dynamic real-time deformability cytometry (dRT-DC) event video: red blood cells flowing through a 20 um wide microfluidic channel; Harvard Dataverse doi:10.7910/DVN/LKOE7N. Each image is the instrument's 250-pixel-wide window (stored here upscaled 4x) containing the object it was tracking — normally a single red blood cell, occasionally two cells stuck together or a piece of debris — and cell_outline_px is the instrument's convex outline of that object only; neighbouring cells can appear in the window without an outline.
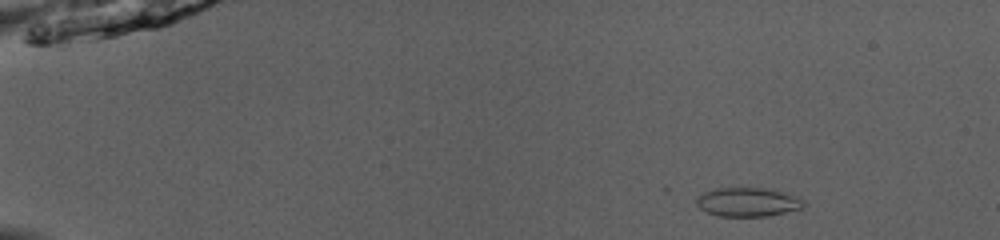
{"species": "common noctule bat (a hibernating species)", "species_latin": "Nyctalus noctula", "temperature_condition": "room temperature", "stored_images_in_passage": 37, "camera_frame_rate_fps": 3000, "um_per_image_px": 0.085, "animal": {"sex": "male", "body_mass_g": 13.0, "forearm_length_mm": 53.1}, "frame": {"image": 1, "passage_image": 3, "time_ms": 0.667, "image_size_px": [1000, 240], "cell_outline_px": [[804, 208], [768, 216], [716, 216], [700, 208], [696, 204], [696, 200], [704, 192], [716, 188], [772, 188], [800, 196], [804, 200]], "centroid_in_image_um": [63.63, 17.16], "position_along_channel_um": 21.4, "area_um2": 18.32}}
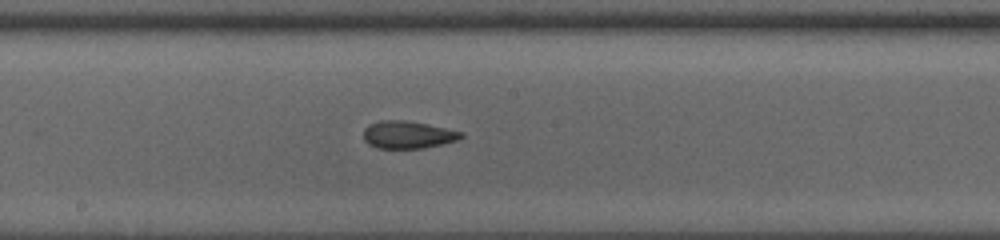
{"frame": {"image": 2, "passage_image": 25, "time_ms": 8.0, "image_size_px": [1000, 240], "cell_outline_px": [[464, 136], [456, 140], [424, 148], [376, 148], [368, 144], [364, 140], [364, 128], [368, 124], [380, 120], [404, 120], [428, 124], [464, 132]], "centroid_in_image_um": [34.64, 11.44], "position_along_channel_um": 213.6, "area_um2": 15.66}}
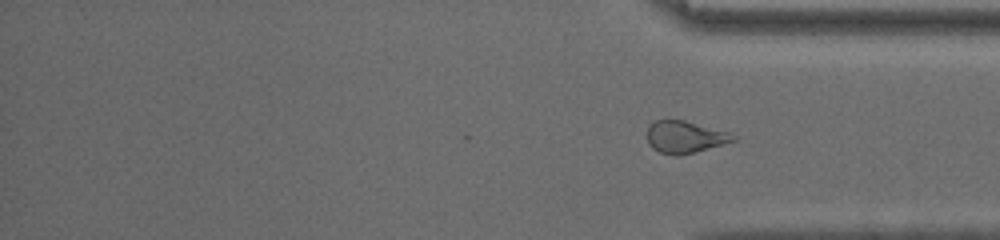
{"frame": {"image": 3, "passage_image": 37, "time_ms": 12.0, "image_size_px": [1000, 240], "cell_outline_px": [[736, 140], [692, 152], [676, 156], [660, 152], [652, 148], [648, 144], [648, 128], [656, 120], [668, 116], [684, 120], [728, 132], [736, 136]], "centroid_in_image_um": [58.16, 11.6], "position_along_channel_um": 377.0, "area_um2": 16.07}, "authors_computed_cell_mechanics": {"area_um2": 16.0684, "velocity_mm_per_s": 4.0973, "shape_relaxation_time_tau1_ms": 5.7574, "shape_relaxation_time_tau2_ms": 2.3723, "deformation_change_tau1": 0.1401, "deformation_change_tau2": 0.0955}}